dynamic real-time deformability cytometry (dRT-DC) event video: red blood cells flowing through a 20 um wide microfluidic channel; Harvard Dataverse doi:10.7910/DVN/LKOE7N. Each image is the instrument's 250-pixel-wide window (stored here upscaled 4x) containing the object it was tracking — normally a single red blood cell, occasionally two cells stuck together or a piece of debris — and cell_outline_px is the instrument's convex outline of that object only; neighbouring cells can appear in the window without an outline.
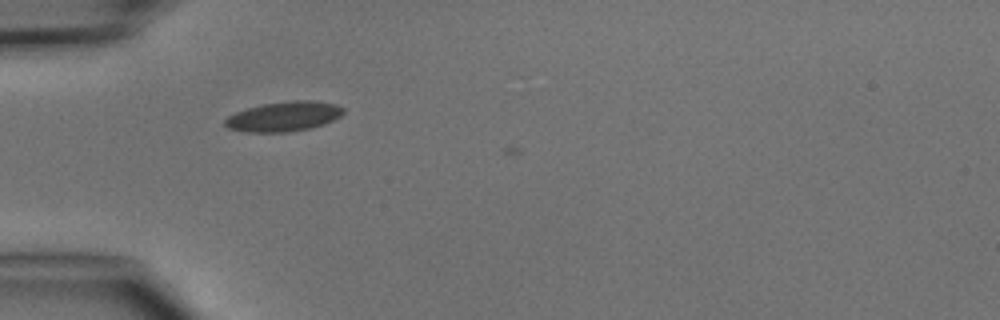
{"species": "common noctule bat (a hibernating species)", "species_latin": "Nyctalus noctula", "temperature_condition": "cold", "stored_images_in_passage": 3, "camera_frame_rate_fps": 3000, "um_per_image_px": 0.085, "animal": {"sex": "male", "body_mass_g": 15.6}, "frame": {"image": 1, "passage_image": 3, "time_ms": 2.333, "image_size_px": [1000, 320], "cell_outline_px": [[344, 112], [340, 116], [324, 124], [308, 128], [284, 132], [248, 132], [228, 128], [224, 124], [224, 120], [228, 116], [236, 112], [248, 108], [264, 104], [292, 100], [312, 100], [336, 104], [344, 108]], "centroid_in_image_um": [24.13, 9.89], "position_along_channel_um": 60.9, "area_um2": 20.35}}